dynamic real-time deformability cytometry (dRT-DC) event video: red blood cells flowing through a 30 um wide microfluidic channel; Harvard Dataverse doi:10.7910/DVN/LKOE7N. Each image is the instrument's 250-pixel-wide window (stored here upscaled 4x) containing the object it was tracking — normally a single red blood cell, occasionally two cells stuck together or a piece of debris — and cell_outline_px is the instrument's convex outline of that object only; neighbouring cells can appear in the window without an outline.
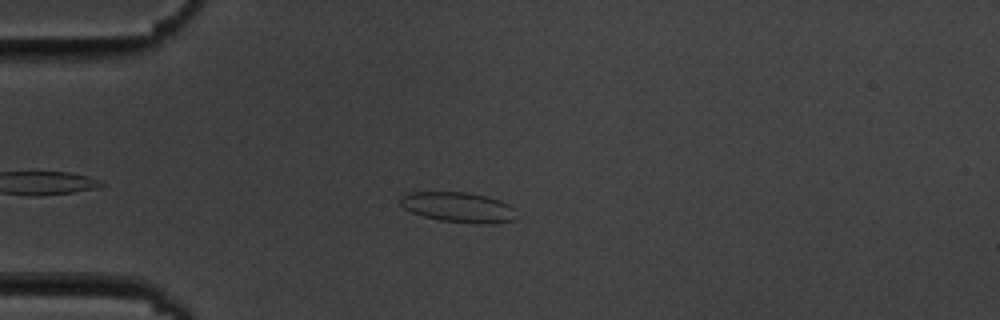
{"species": "common noctule bat (a hibernating species)", "species_latin": "Nyctalus noctula", "temperature_condition": "cold", "stored_images_in_passage": 4, "camera_frame_rate_fps": 3000, "um_per_image_px": 0.085, "animal": {"sex": "male", "body_mass_g": 19.5, "forearm_length_mm": 54.6}, "frame": {"image": 1, "passage_image": 2, "time_ms": 1.0, "image_size_px": [1000, 320], "cell_outline_px": [[516, 220], [492, 224], [472, 224], [440, 220], [424, 216], [412, 212], [404, 208], [400, 204], [400, 196], [408, 192], [468, 192], [488, 196], [500, 200], [508, 204], [512, 208]], "centroid_in_image_um": [38.96, 17.62], "position_along_channel_um": 46.0, "area_um2": 20.58}}